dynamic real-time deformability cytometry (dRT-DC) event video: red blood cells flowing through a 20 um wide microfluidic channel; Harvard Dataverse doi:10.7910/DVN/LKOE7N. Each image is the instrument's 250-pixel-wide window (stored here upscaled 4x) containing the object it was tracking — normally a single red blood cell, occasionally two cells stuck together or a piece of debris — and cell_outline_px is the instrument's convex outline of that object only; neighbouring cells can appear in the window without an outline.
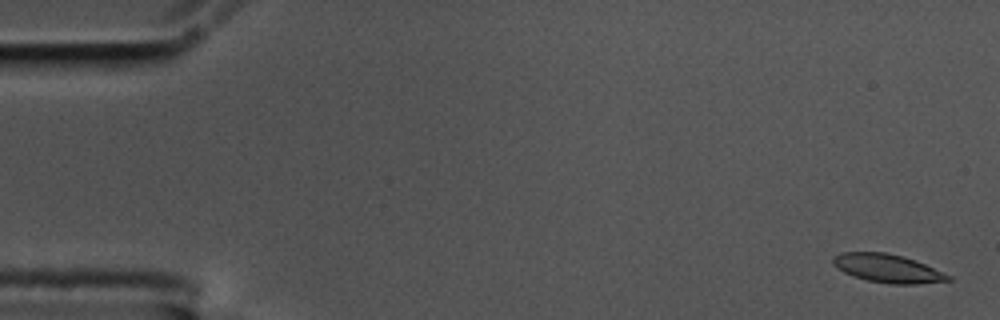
{"species": "common noctule bat (a hibernating species)", "species_latin": "Nyctalus noctula", "temperature_condition": "cold", "stored_images_in_passage": 60, "camera_frame_rate_fps": 3000, "um_per_image_px": 0.085, "animal": {"sex": "male", "body_mass_g": 17.5, "forearm_length_mm": 52.3}, "frame": {"image": 1, "passage_image": 2, "time_ms": 0.333, "image_size_px": [1000, 320], "cell_outline_px": [[952, 280], [916, 284], [892, 284], [868, 280], [844, 272], [836, 268], [832, 264], [832, 256], [840, 252], [884, 252], [904, 256], [916, 260], [952, 276]], "centroid_in_image_um": [75.44, 22.8], "position_along_channel_um": 9.6, "area_um2": 19.07}}
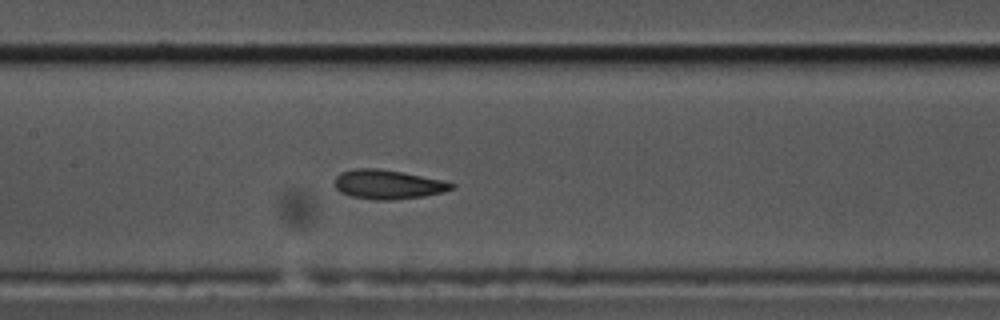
{"frame": {"image": 2, "passage_image": 28, "time_ms": 9.0, "image_size_px": [1000, 320], "cell_outline_px": [[456, 188], [444, 192], [424, 196], [392, 200], [376, 200], [352, 196], [340, 192], [336, 188], [336, 176], [340, 172], [356, 168], [380, 168], [404, 172], [444, 180], [456, 184]], "centroid_in_image_um": [33.03, 15.67], "position_along_channel_um": 174.4, "area_um2": 20.11}}
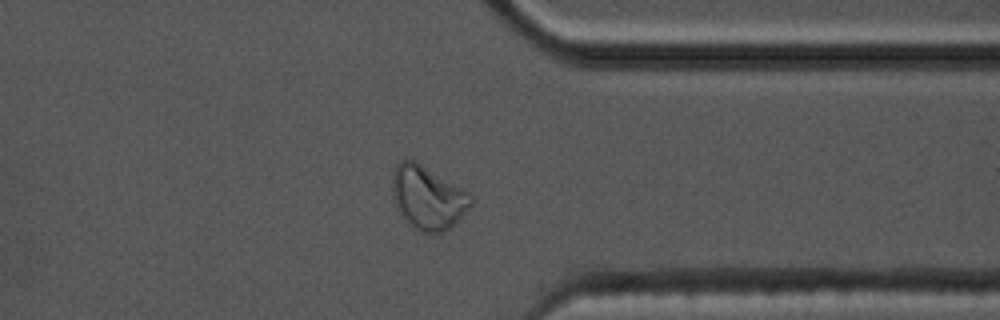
{"frame": {"image": 3, "passage_image": 46, "time_ms": 15.0, "image_size_px": [1000, 320], "cell_outline_px": [[472, 204], [456, 224], [444, 232], [420, 232], [400, 212], [392, 196], [392, 176], [396, 164], [400, 160], [412, 160], [420, 164], [468, 192], [472, 196]], "centroid_in_image_um": [36.37, 16.8], "position_along_channel_um": 375.0, "area_um2": 28.44}, "authors_computed_cell_mechanics": {"area_um2": 19.8543, "velocity_mm_per_s": 3.417, "shape_relaxation_time_tau1_ms": 7.7335, "shape_relaxation_time_tau2_ms": 1.866, "deformation_change_tau1": 0.2101, "deformation_change_tau2": 0.0823}}